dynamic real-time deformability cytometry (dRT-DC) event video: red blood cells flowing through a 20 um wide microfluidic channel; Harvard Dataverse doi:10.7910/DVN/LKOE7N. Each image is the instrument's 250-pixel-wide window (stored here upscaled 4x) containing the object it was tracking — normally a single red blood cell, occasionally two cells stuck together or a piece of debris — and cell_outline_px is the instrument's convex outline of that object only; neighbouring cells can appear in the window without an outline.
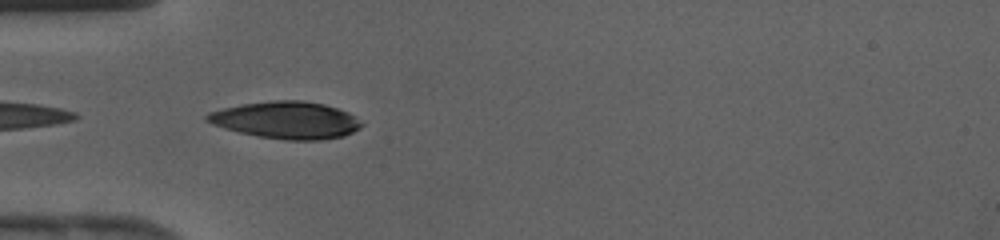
{"species": "human", "species_latin": "Homo sapiens", "temperature_condition": "cold", "stored_images_in_passage": 30, "camera_frame_rate_fps": 3000, "um_per_image_px": 0.085, "donor": {"sex": "female"}, "frame": {"image": 1, "passage_image": 1, "time_ms": 0.0, "image_size_px": [1000, 240], "cell_outline_px": [[364, 124], [360, 128], [344, 136], [320, 140], [284, 140], [256, 136], [224, 128], [212, 124], [204, 120], [204, 116], [208, 112], [240, 104], [272, 100], [300, 100], [324, 104], [348, 112]], "centroid_in_image_um": [24.3, 10.21], "position_along_channel_um": 60.7, "area_um2": 33.52}}
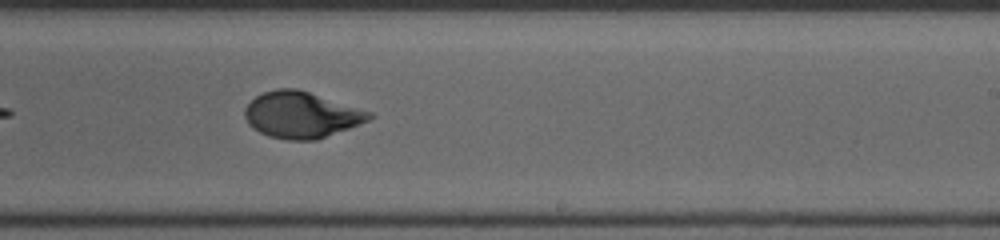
{"frame": {"image": 2, "passage_image": 14, "time_ms": 4.333, "image_size_px": [1000, 240], "cell_outline_px": [[376, 116], [368, 120], [348, 128], [316, 140], [288, 140], [268, 136], [252, 128], [248, 124], [244, 116], [244, 108], [256, 96], [264, 92], [276, 88], [296, 88], [372, 112]], "centroid_in_image_um": [25.58, 9.76], "position_along_channel_um": 263.4, "area_um2": 33.35}}
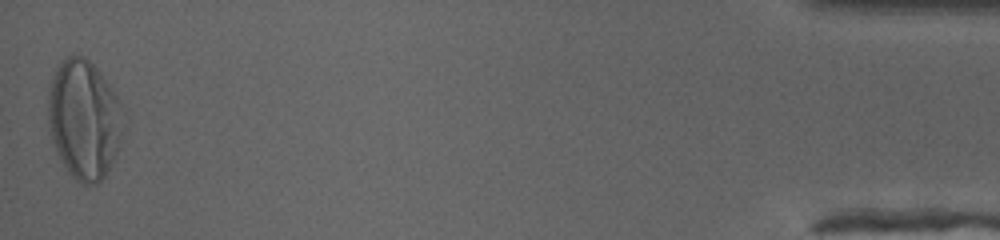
{"frame": {"image": 3, "passage_image": 30, "time_ms": 9.667, "image_size_px": [1000, 240], "cell_outline_px": [[124, 108], [120, 136], [116, 152], [104, 176], [96, 184], [80, 184], [68, 172], [56, 152], [52, 140], [48, 116], [48, 88], [56, 68], [68, 56], [84, 56], [96, 68], [112, 88], [120, 100]], "centroid_in_image_um": [7.13, 10.14], "position_along_channel_um": 428.1, "area_um2": 51.79}}